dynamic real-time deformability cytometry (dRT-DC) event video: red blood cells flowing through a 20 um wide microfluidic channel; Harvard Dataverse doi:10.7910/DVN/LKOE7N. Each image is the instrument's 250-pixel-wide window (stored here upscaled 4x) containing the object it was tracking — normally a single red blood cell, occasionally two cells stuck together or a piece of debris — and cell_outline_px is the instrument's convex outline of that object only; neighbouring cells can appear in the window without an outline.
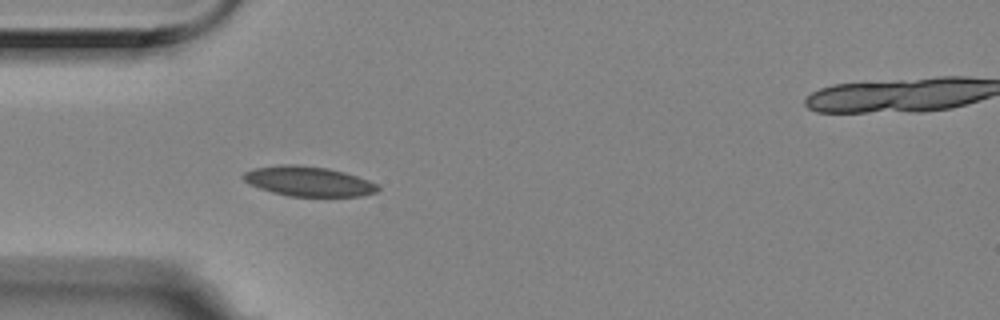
{"species": "Egyptian fruit bat (a non-hibernating species)", "species_latin": "Rousettus aegyptiacus", "temperature_condition": "room temperature", "stored_images_in_passage": 2, "camera_frame_rate_fps": 3000, "um_per_image_px": 0.085, "animal": {"sex": "female"}, "frame": {"image": 1, "passage_image": 1, "time_ms": 0.0, "image_size_px": [1000, 320], "cell_outline_px": [[380, 188], [376, 192], [360, 196], [288, 196], [272, 192], [248, 184], [240, 176], [244, 172], [256, 168], [280, 164], [296, 164], [328, 168], [344, 172], [368, 180], [376, 184]], "centroid_in_image_um": [26.18, 15.41], "position_along_channel_um": 58.8, "area_um2": 23.35}}